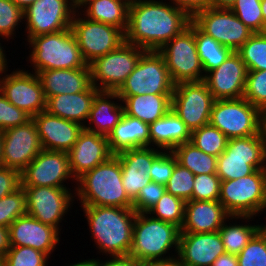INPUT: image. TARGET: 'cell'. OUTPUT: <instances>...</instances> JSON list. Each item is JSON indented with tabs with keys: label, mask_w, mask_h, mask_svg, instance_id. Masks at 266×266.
I'll use <instances>...</instances> for the list:
<instances>
[{
	"label": "cell",
	"mask_w": 266,
	"mask_h": 266,
	"mask_svg": "<svg viewBox=\"0 0 266 266\" xmlns=\"http://www.w3.org/2000/svg\"><path fill=\"white\" fill-rule=\"evenodd\" d=\"M165 1H131L125 42L145 50L158 51L189 27L192 17L185 10Z\"/></svg>",
	"instance_id": "6da1fadb"
},
{
	"label": "cell",
	"mask_w": 266,
	"mask_h": 266,
	"mask_svg": "<svg viewBox=\"0 0 266 266\" xmlns=\"http://www.w3.org/2000/svg\"><path fill=\"white\" fill-rule=\"evenodd\" d=\"M83 209L92 241L103 256L129 255L133 224L137 212L133 208L111 206H79Z\"/></svg>",
	"instance_id": "7a4b0ae2"
},
{
	"label": "cell",
	"mask_w": 266,
	"mask_h": 266,
	"mask_svg": "<svg viewBox=\"0 0 266 266\" xmlns=\"http://www.w3.org/2000/svg\"><path fill=\"white\" fill-rule=\"evenodd\" d=\"M75 200L81 206H111L132 208L133 201L122 185V167L117 155L92 170L85 172L76 180Z\"/></svg>",
	"instance_id": "3957f363"
},
{
	"label": "cell",
	"mask_w": 266,
	"mask_h": 266,
	"mask_svg": "<svg viewBox=\"0 0 266 266\" xmlns=\"http://www.w3.org/2000/svg\"><path fill=\"white\" fill-rule=\"evenodd\" d=\"M179 235L180 229L177 226L148 213H137L129 255L140 262L172 260L177 258Z\"/></svg>",
	"instance_id": "277c9868"
},
{
	"label": "cell",
	"mask_w": 266,
	"mask_h": 266,
	"mask_svg": "<svg viewBox=\"0 0 266 266\" xmlns=\"http://www.w3.org/2000/svg\"><path fill=\"white\" fill-rule=\"evenodd\" d=\"M25 45L29 46L26 57L30 62L32 72L52 69L84 68V61L77 40L71 28L55 33L32 37ZM34 70V71H33Z\"/></svg>",
	"instance_id": "5b68a950"
},
{
	"label": "cell",
	"mask_w": 266,
	"mask_h": 266,
	"mask_svg": "<svg viewBox=\"0 0 266 266\" xmlns=\"http://www.w3.org/2000/svg\"><path fill=\"white\" fill-rule=\"evenodd\" d=\"M256 169H266V129L249 137L229 139L217 157L216 174L221 181L248 176Z\"/></svg>",
	"instance_id": "8992f818"
},
{
	"label": "cell",
	"mask_w": 266,
	"mask_h": 266,
	"mask_svg": "<svg viewBox=\"0 0 266 266\" xmlns=\"http://www.w3.org/2000/svg\"><path fill=\"white\" fill-rule=\"evenodd\" d=\"M209 123L228 139L260 134L265 129V114L244 97L215 100Z\"/></svg>",
	"instance_id": "52a82bcc"
},
{
	"label": "cell",
	"mask_w": 266,
	"mask_h": 266,
	"mask_svg": "<svg viewBox=\"0 0 266 266\" xmlns=\"http://www.w3.org/2000/svg\"><path fill=\"white\" fill-rule=\"evenodd\" d=\"M218 201L231 216H260L264 210L266 212V169H256L239 179L221 181Z\"/></svg>",
	"instance_id": "ba28073f"
},
{
	"label": "cell",
	"mask_w": 266,
	"mask_h": 266,
	"mask_svg": "<svg viewBox=\"0 0 266 266\" xmlns=\"http://www.w3.org/2000/svg\"><path fill=\"white\" fill-rule=\"evenodd\" d=\"M158 52L163 56L174 85L203 81L205 74L195 42V24L172 40L165 43Z\"/></svg>",
	"instance_id": "9c48e42d"
},
{
	"label": "cell",
	"mask_w": 266,
	"mask_h": 266,
	"mask_svg": "<svg viewBox=\"0 0 266 266\" xmlns=\"http://www.w3.org/2000/svg\"><path fill=\"white\" fill-rule=\"evenodd\" d=\"M174 87L163 56L158 51L146 50L116 92L119 96L172 94Z\"/></svg>",
	"instance_id": "30bf717a"
},
{
	"label": "cell",
	"mask_w": 266,
	"mask_h": 266,
	"mask_svg": "<svg viewBox=\"0 0 266 266\" xmlns=\"http://www.w3.org/2000/svg\"><path fill=\"white\" fill-rule=\"evenodd\" d=\"M146 50L124 42L89 64L91 84L100 91H117L135 69Z\"/></svg>",
	"instance_id": "8fae6325"
},
{
	"label": "cell",
	"mask_w": 266,
	"mask_h": 266,
	"mask_svg": "<svg viewBox=\"0 0 266 266\" xmlns=\"http://www.w3.org/2000/svg\"><path fill=\"white\" fill-rule=\"evenodd\" d=\"M81 55L89 65L96 58L106 55L125 42V33L112 25L91 21L78 10L71 22Z\"/></svg>",
	"instance_id": "7c38bea8"
},
{
	"label": "cell",
	"mask_w": 266,
	"mask_h": 266,
	"mask_svg": "<svg viewBox=\"0 0 266 266\" xmlns=\"http://www.w3.org/2000/svg\"><path fill=\"white\" fill-rule=\"evenodd\" d=\"M26 194L27 214L60 232V223L73 209L75 189L69 187L22 186ZM72 189V190H71ZM74 192V193H73Z\"/></svg>",
	"instance_id": "4fadbf2b"
},
{
	"label": "cell",
	"mask_w": 266,
	"mask_h": 266,
	"mask_svg": "<svg viewBox=\"0 0 266 266\" xmlns=\"http://www.w3.org/2000/svg\"><path fill=\"white\" fill-rule=\"evenodd\" d=\"M215 99L204 81L176 84L171 98V110L192 132L210 121Z\"/></svg>",
	"instance_id": "5bb4252c"
},
{
	"label": "cell",
	"mask_w": 266,
	"mask_h": 266,
	"mask_svg": "<svg viewBox=\"0 0 266 266\" xmlns=\"http://www.w3.org/2000/svg\"><path fill=\"white\" fill-rule=\"evenodd\" d=\"M77 10L74 0H37L24 13V38L55 33L71 28L72 18Z\"/></svg>",
	"instance_id": "9a60e30c"
},
{
	"label": "cell",
	"mask_w": 266,
	"mask_h": 266,
	"mask_svg": "<svg viewBox=\"0 0 266 266\" xmlns=\"http://www.w3.org/2000/svg\"><path fill=\"white\" fill-rule=\"evenodd\" d=\"M192 22L205 34L211 36L221 45L236 52L253 34V32L227 8H214L196 12Z\"/></svg>",
	"instance_id": "2e32d148"
},
{
	"label": "cell",
	"mask_w": 266,
	"mask_h": 266,
	"mask_svg": "<svg viewBox=\"0 0 266 266\" xmlns=\"http://www.w3.org/2000/svg\"><path fill=\"white\" fill-rule=\"evenodd\" d=\"M0 73V92L31 117L46 110V98L38 75L25 68ZM8 73V74H7Z\"/></svg>",
	"instance_id": "e0dca14e"
},
{
	"label": "cell",
	"mask_w": 266,
	"mask_h": 266,
	"mask_svg": "<svg viewBox=\"0 0 266 266\" xmlns=\"http://www.w3.org/2000/svg\"><path fill=\"white\" fill-rule=\"evenodd\" d=\"M69 179L76 184L70 171L68 153L64 151L42 149L21 172V186L68 187Z\"/></svg>",
	"instance_id": "ac0fdd59"
},
{
	"label": "cell",
	"mask_w": 266,
	"mask_h": 266,
	"mask_svg": "<svg viewBox=\"0 0 266 266\" xmlns=\"http://www.w3.org/2000/svg\"><path fill=\"white\" fill-rule=\"evenodd\" d=\"M2 134V166L20 173L42 150L39 134L31 119L23 125L12 127Z\"/></svg>",
	"instance_id": "d6986e66"
},
{
	"label": "cell",
	"mask_w": 266,
	"mask_h": 266,
	"mask_svg": "<svg viewBox=\"0 0 266 266\" xmlns=\"http://www.w3.org/2000/svg\"><path fill=\"white\" fill-rule=\"evenodd\" d=\"M10 247H31L51 254L60 244V231L52 226L43 224L34 217L25 214L18 217L8 227Z\"/></svg>",
	"instance_id": "ffe728a7"
},
{
	"label": "cell",
	"mask_w": 266,
	"mask_h": 266,
	"mask_svg": "<svg viewBox=\"0 0 266 266\" xmlns=\"http://www.w3.org/2000/svg\"><path fill=\"white\" fill-rule=\"evenodd\" d=\"M247 68L241 56L233 52L219 67L204 78L215 100L238 99L244 96Z\"/></svg>",
	"instance_id": "44dd1931"
},
{
	"label": "cell",
	"mask_w": 266,
	"mask_h": 266,
	"mask_svg": "<svg viewBox=\"0 0 266 266\" xmlns=\"http://www.w3.org/2000/svg\"><path fill=\"white\" fill-rule=\"evenodd\" d=\"M67 153L70 171L75 180L114 155L110 150L107 136L87 131L84 128L79 133L74 146Z\"/></svg>",
	"instance_id": "7402d4cb"
},
{
	"label": "cell",
	"mask_w": 266,
	"mask_h": 266,
	"mask_svg": "<svg viewBox=\"0 0 266 266\" xmlns=\"http://www.w3.org/2000/svg\"><path fill=\"white\" fill-rule=\"evenodd\" d=\"M162 151L155 147H143L116 154L122 167V185L132 201L151 182L149 174L152 162Z\"/></svg>",
	"instance_id": "603a6c76"
},
{
	"label": "cell",
	"mask_w": 266,
	"mask_h": 266,
	"mask_svg": "<svg viewBox=\"0 0 266 266\" xmlns=\"http://www.w3.org/2000/svg\"><path fill=\"white\" fill-rule=\"evenodd\" d=\"M42 149L68 152L84 126L75 121L49 114L46 110L32 117Z\"/></svg>",
	"instance_id": "cb8c5ba5"
},
{
	"label": "cell",
	"mask_w": 266,
	"mask_h": 266,
	"mask_svg": "<svg viewBox=\"0 0 266 266\" xmlns=\"http://www.w3.org/2000/svg\"><path fill=\"white\" fill-rule=\"evenodd\" d=\"M225 252L218 231L179 235L177 259L182 266H211Z\"/></svg>",
	"instance_id": "d4e9b609"
},
{
	"label": "cell",
	"mask_w": 266,
	"mask_h": 266,
	"mask_svg": "<svg viewBox=\"0 0 266 266\" xmlns=\"http://www.w3.org/2000/svg\"><path fill=\"white\" fill-rule=\"evenodd\" d=\"M230 216L218 200H190L185 202L184 223L180 233L217 232Z\"/></svg>",
	"instance_id": "484cf974"
},
{
	"label": "cell",
	"mask_w": 266,
	"mask_h": 266,
	"mask_svg": "<svg viewBox=\"0 0 266 266\" xmlns=\"http://www.w3.org/2000/svg\"><path fill=\"white\" fill-rule=\"evenodd\" d=\"M45 98L60 94H74L86 91L91 84V70L87 65L76 69H52L37 73Z\"/></svg>",
	"instance_id": "4316f807"
},
{
	"label": "cell",
	"mask_w": 266,
	"mask_h": 266,
	"mask_svg": "<svg viewBox=\"0 0 266 266\" xmlns=\"http://www.w3.org/2000/svg\"><path fill=\"white\" fill-rule=\"evenodd\" d=\"M123 115L124 106L117 92L100 91L95 96L93 106L90 110L89 118L84 125V129L108 136V134L120 122Z\"/></svg>",
	"instance_id": "83f0119b"
},
{
	"label": "cell",
	"mask_w": 266,
	"mask_h": 266,
	"mask_svg": "<svg viewBox=\"0 0 266 266\" xmlns=\"http://www.w3.org/2000/svg\"><path fill=\"white\" fill-rule=\"evenodd\" d=\"M100 92L91 85L86 91L60 94L46 99V111L54 116L75 121L84 126L89 118L95 96Z\"/></svg>",
	"instance_id": "f1b7e54d"
},
{
	"label": "cell",
	"mask_w": 266,
	"mask_h": 266,
	"mask_svg": "<svg viewBox=\"0 0 266 266\" xmlns=\"http://www.w3.org/2000/svg\"><path fill=\"white\" fill-rule=\"evenodd\" d=\"M107 140L115 155L128 149L150 147L149 124L124 113Z\"/></svg>",
	"instance_id": "f546056e"
},
{
	"label": "cell",
	"mask_w": 266,
	"mask_h": 266,
	"mask_svg": "<svg viewBox=\"0 0 266 266\" xmlns=\"http://www.w3.org/2000/svg\"><path fill=\"white\" fill-rule=\"evenodd\" d=\"M150 147L172 151L191 139L186 124L170 110L166 115L149 124Z\"/></svg>",
	"instance_id": "4dcf8cb0"
},
{
	"label": "cell",
	"mask_w": 266,
	"mask_h": 266,
	"mask_svg": "<svg viewBox=\"0 0 266 266\" xmlns=\"http://www.w3.org/2000/svg\"><path fill=\"white\" fill-rule=\"evenodd\" d=\"M130 0H84L77 10L87 19L121 29L128 26Z\"/></svg>",
	"instance_id": "1f68e13d"
},
{
	"label": "cell",
	"mask_w": 266,
	"mask_h": 266,
	"mask_svg": "<svg viewBox=\"0 0 266 266\" xmlns=\"http://www.w3.org/2000/svg\"><path fill=\"white\" fill-rule=\"evenodd\" d=\"M126 115L151 124L171 110L172 94L120 96Z\"/></svg>",
	"instance_id": "d6a6232c"
},
{
	"label": "cell",
	"mask_w": 266,
	"mask_h": 266,
	"mask_svg": "<svg viewBox=\"0 0 266 266\" xmlns=\"http://www.w3.org/2000/svg\"><path fill=\"white\" fill-rule=\"evenodd\" d=\"M254 218V216L232 215L225 221L218 232L220 234L226 252L238 255L248 244V242L254 237V235L262 228V224H250V221H254ZM229 220L230 222H232V224L229 222ZM233 220L235 221V223L233 222ZM237 220L241 221V223L236 222Z\"/></svg>",
	"instance_id": "836d02e7"
},
{
	"label": "cell",
	"mask_w": 266,
	"mask_h": 266,
	"mask_svg": "<svg viewBox=\"0 0 266 266\" xmlns=\"http://www.w3.org/2000/svg\"><path fill=\"white\" fill-rule=\"evenodd\" d=\"M172 153L176 156L177 163L194 175L215 174L217 171V157L204 153L190 141L178 145Z\"/></svg>",
	"instance_id": "e575fe53"
},
{
	"label": "cell",
	"mask_w": 266,
	"mask_h": 266,
	"mask_svg": "<svg viewBox=\"0 0 266 266\" xmlns=\"http://www.w3.org/2000/svg\"><path fill=\"white\" fill-rule=\"evenodd\" d=\"M195 42L205 75L219 67L234 52L231 48L221 45L214 38L203 33L196 25Z\"/></svg>",
	"instance_id": "d590c367"
},
{
	"label": "cell",
	"mask_w": 266,
	"mask_h": 266,
	"mask_svg": "<svg viewBox=\"0 0 266 266\" xmlns=\"http://www.w3.org/2000/svg\"><path fill=\"white\" fill-rule=\"evenodd\" d=\"M228 138L210 123L191 132L190 142L206 154L218 157L227 147Z\"/></svg>",
	"instance_id": "8d00e7d4"
},
{
	"label": "cell",
	"mask_w": 266,
	"mask_h": 266,
	"mask_svg": "<svg viewBox=\"0 0 266 266\" xmlns=\"http://www.w3.org/2000/svg\"><path fill=\"white\" fill-rule=\"evenodd\" d=\"M185 202L165 192L157 203L147 212L152 217L171 223L179 229L184 223Z\"/></svg>",
	"instance_id": "74e56055"
},
{
	"label": "cell",
	"mask_w": 266,
	"mask_h": 266,
	"mask_svg": "<svg viewBox=\"0 0 266 266\" xmlns=\"http://www.w3.org/2000/svg\"><path fill=\"white\" fill-rule=\"evenodd\" d=\"M236 52L248 71L266 70V32L253 33Z\"/></svg>",
	"instance_id": "f35d334b"
},
{
	"label": "cell",
	"mask_w": 266,
	"mask_h": 266,
	"mask_svg": "<svg viewBox=\"0 0 266 266\" xmlns=\"http://www.w3.org/2000/svg\"><path fill=\"white\" fill-rule=\"evenodd\" d=\"M230 10L253 32H266L261 0H236Z\"/></svg>",
	"instance_id": "ab89813d"
},
{
	"label": "cell",
	"mask_w": 266,
	"mask_h": 266,
	"mask_svg": "<svg viewBox=\"0 0 266 266\" xmlns=\"http://www.w3.org/2000/svg\"><path fill=\"white\" fill-rule=\"evenodd\" d=\"M49 258L47 254L31 247H10L1 260V266H48Z\"/></svg>",
	"instance_id": "60d3db41"
},
{
	"label": "cell",
	"mask_w": 266,
	"mask_h": 266,
	"mask_svg": "<svg viewBox=\"0 0 266 266\" xmlns=\"http://www.w3.org/2000/svg\"><path fill=\"white\" fill-rule=\"evenodd\" d=\"M25 214L26 194L22 186L0 199V226L8 228L15 219Z\"/></svg>",
	"instance_id": "b9f144b4"
},
{
	"label": "cell",
	"mask_w": 266,
	"mask_h": 266,
	"mask_svg": "<svg viewBox=\"0 0 266 266\" xmlns=\"http://www.w3.org/2000/svg\"><path fill=\"white\" fill-rule=\"evenodd\" d=\"M24 13L11 0H0V37L2 42L16 37V30L24 24ZM3 39H5L3 41ZM8 39V40H7Z\"/></svg>",
	"instance_id": "7bdbcfd3"
},
{
	"label": "cell",
	"mask_w": 266,
	"mask_h": 266,
	"mask_svg": "<svg viewBox=\"0 0 266 266\" xmlns=\"http://www.w3.org/2000/svg\"><path fill=\"white\" fill-rule=\"evenodd\" d=\"M239 266H266V232L261 228L237 255Z\"/></svg>",
	"instance_id": "ee69618b"
},
{
	"label": "cell",
	"mask_w": 266,
	"mask_h": 266,
	"mask_svg": "<svg viewBox=\"0 0 266 266\" xmlns=\"http://www.w3.org/2000/svg\"><path fill=\"white\" fill-rule=\"evenodd\" d=\"M194 178L195 175L189 169L176 163L173 173L165 185L166 192L188 202L192 200Z\"/></svg>",
	"instance_id": "f6af8a7d"
},
{
	"label": "cell",
	"mask_w": 266,
	"mask_h": 266,
	"mask_svg": "<svg viewBox=\"0 0 266 266\" xmlns=\"http://www.w3.org/2000/svg\"><path fill=\"white\" fill-rule=\"evenodd\" d=\"M243 97L266 113V70L247 71Z\"/></svg>",
	"instance_id": "bcb514c9"
},
{
	"label": "cell",
	"mask_w": 266,
	"mask_h": 266,
	"mask_svg": "<svg viewBox=\"0 0 266 266\" xmlns=\"http://www.w3.org/2000/svg\"><path fill=\"white\" fill-rule=\"evenodd\" d=\"M220 188L221 179L216 173L195 175L192 200H219Z\"/></svg>",
	"instance_id": "7dc6e473"
},
{
	"label": "cell",
	"mask_w": 266,
	"mask_h": 266,
	"mask_svg": "<svg viewBox=\"0 0 266 266\" xmlns=\"http://www.w3.org/2000/svg\"><path fill=\"white\" fill-rule=\"evenodd\" d=\"M32 117L25 111L10 103L0 92V131L23 125Z\"/></svg>",
	"instance_id": "c3c4849f"
},
{
	"label": "cell",
	"mask_w": 266,
	"mask_h": 266,
	"mask_svg": "<svg viewBox=\"0 0 266 266\" xmlns=\"http://www.w3.org/2000/svg\"><path fill=\"white\" fill-rule=\"evenodd\" d=\"M177 163L172 151H162L152 162L149 177L151 181L166 185Z\"/></svg>",
	"instance_id": "681fc988"
},
{
	"label": "cell",
	"mask_w": 266,
	"mask_h": 266,
	"mask_svg": "<svg viewBox=\"0 0 266 266\" xmlns=\"http://www.w3.org/2000/svg\"><path fill=\"white\" fill-rule=\"evenodd\" d=\"M165 192V185L151 181L139 191L132 208L137 213H147Z\"/></svg>",
	"instance_id": "f907efd6"
},
{
	"label": "cell",
	"mask_w": 266,
	"mask_h": 266,
	"mask_svg": "<svg viewBox=\"0 0 266 266\" xmlns=\"http://www.w3.org/2000/svg\"><path fill=\"white\" fill-rule=\"evenodd\" d=\"M21 187V173L15 169L0 166V199Z\"/></svg>",
	"instance_id": "816d5d0a"
},
{
	"label": "cell",
	"mask_w": 266,
	"mask_h": 266,
	"mask_svg": "<svg viewBox=\"0 0 266 266\" xmlns=\"http://www.w3.org/2000/svg\"><path fill=\"white\" fill-rule=\"evenodd\" d=\"M169 2L185 10L191 17L196 12L211 7L210 0H170Z\"/></svg>",
	"instance_id": "f5cc1de1"
},
{
	"label": "cell",
	"mask_w": 266,
	"mask_h": 266,
	"mask_svg": "<svg viewBox=\"0 0 266 266\" xmlns=\"http://www.w3.org/2000/svg\"><path fill=\"white\" fill-rule=\"evenodd\" d=\"M99 266H141V262L130 255L108 256L104 261L100 257Z\"/></svg>",
	"instance_id": "db71d44e"
},
{
	"label": "cell",
	"mask_w": 266,
	"mask_h": 266,
	"mask_svg": "<svg viewBox=\"0 0 266 266\" xmlns=\"http://www.w3.org/2000/svg\"><path fill=\"white\" fill-rule=\"evenodd\" d=\"M211 266H239L236 254L225 252L221 254Z\"/></svg>",
	"instance_id": "11a10c76"
},
{
	"label": "cell",
	"mask_w": 266,
	"mask_h": 266,
	"mask_svg": "<svg viewBox=\"0 0 266 266\" xmlns=\"http://www.w3.org/2000/svg\"><path fill=\"white\" fill-rule=\"evenodd\" d=\"M10 248L8 228L0 226V260H2Z\"/></svg>",
	"instance_id": "9f6ffc18"
},
{
	"label": "cell",
	"mask_w": 266,
	"mask_h": 266,
	"mask_svg": "<svg viewBox=\"0 0 266 266\" xmlns=\"http://www.w3.org/2000/svg\"><path fill=\"white\" fill-rule=\"evenodd\" d=\"M141 266H182L177 258L169 261L141 262Z\"/></svg>",
	"instance_id": "6f0895ef"
},
{
	"label": "cell",
	"mask_w": 266,
	"mask_h": 266,
	"mask_svg": "<svg viewBox=\"0 0 266 266\" xmlns=\"http://www.w3.org/2000/svg\"><path fill=\"white\" fill-rule=\"evenodd\" d=\"M0 40H1V38H0ZM3 47H6V46L5 45L3 46V44L0 41V73L3 72L4 70L8 69V67H10L7 65L9 63L10 59L7 58L6 50Z\"/></svg>",
	"instance_id": "680465c9"
},
{
	"label": "cell",
	"mask_w": 266,
	"mask_h": 266,
	"mask_svg": "<svg viewBox=\"0 0 266 266\" xmlns=\"http://www.w3.org/2000/svg\"><path fill=\"white\" fill-rule=\"evenodd\" d=\"M236 0H210L211 7L230 9Z\"/></svg>",
	"instance_id": "91938a15"
},
{
	"label": "cell",
	"mask_w": 266,
	"mask_h": 266,
	"mask_svg": "<svg viewBox=\"0 0 266 266\" xmlns=\"http://www.w3.org/2000/svg\"><path fill=\"white\" fill-rule=\"evenodd\" d=\"M70 264V265H69ZM69 264H65V266H99V259L97 258H91V259H85V260H83L82 261V259H81V261H79L78 260V262L76 263H69Z\"/></svg>",
	"instance_id": "94428289"
},
{
	"label": "cell",
	"mask_w": 266,
	"mask_h": 266,
	"mask_svg": "<svg viewBox=\"0 0 266 266\" xmlns=\"http://www.w3.org/2000/svg\"><path fill=\"white\" fill-rule=\"evenodd\" d=\"M16 6H18L22 11H25L30 5H32L37 0H11Z\"/></svg>",
	"instance_id": "6125c7cd"
},
{
	"label": "cell",
	"mask_w": 266,
	"mask_h": 266,
	"mask_svg": "<svg viewBox=\"0 0 266 266\" xmlns=\"http://www.w3.org/2000/svg\"><path fill=\"white\" fill-rule=\"evenodd\" d=\"M261 12L264 24L266 25V0H261Z\"/></svg>",
	"instance_id": "be15d7a7"
},
{
	"label": "cell",
	"mask_w": 266,
	"mask_h": 266,
	"mask_svg": "<svg viewBox=\"0 0 266 266\" xmlns=\"http://www.w3.org/2000/svg\"><path fill=\"white\" fill-rule=\"evenodd\" d=\"M0 166H2V134L0 131Z\"/></svg>",
	"instance_id": "e7e4bbea"
},
{
	"label": "cell",
	"mask_w": 266,
	"mask_h": 266,
	"mask_svg": "<svg viewBox=\"0 0 266 266\" xmlns=\"http://www.w3.org/2000/svg\"><path fill=\"white\" fill-rule=\"evenodd\" d=\"M75 1V4H76V7H78L84 0H74ZM132 1V0H130Z\"/></svg>",
	"instance_id": "03108f58"
},
{
	"label": "cell",
	"mask_w": 266,
	"mask_h": 266,
	"mask_svg": "<svg viewBox=\"0 0 266 266\" xmlns=\"http://www.w3.org/2000/svg\"><path fill=\"white\" fill-rule=\"evenodd\" d=\"M262 228L265 230V232H266V222H265V224H263V222H262Z\"/></svg>",
	"instance_id": "003e7915"
},
{
	"label": "cell",
	"mask_w": 266,
	"mask_h": 266,
	"mask_svg": "<svg viewBox=\"0 0 266 266\" xmlns=\"http://www.w3.org/2000/svg\"><path fill=\"white\" fill-rule=\"evenodd\" d=\"M265 129H266V113H265Z\"/></svg>",
	"instance_id": "a7ac6f4b"
}]
</instances>
